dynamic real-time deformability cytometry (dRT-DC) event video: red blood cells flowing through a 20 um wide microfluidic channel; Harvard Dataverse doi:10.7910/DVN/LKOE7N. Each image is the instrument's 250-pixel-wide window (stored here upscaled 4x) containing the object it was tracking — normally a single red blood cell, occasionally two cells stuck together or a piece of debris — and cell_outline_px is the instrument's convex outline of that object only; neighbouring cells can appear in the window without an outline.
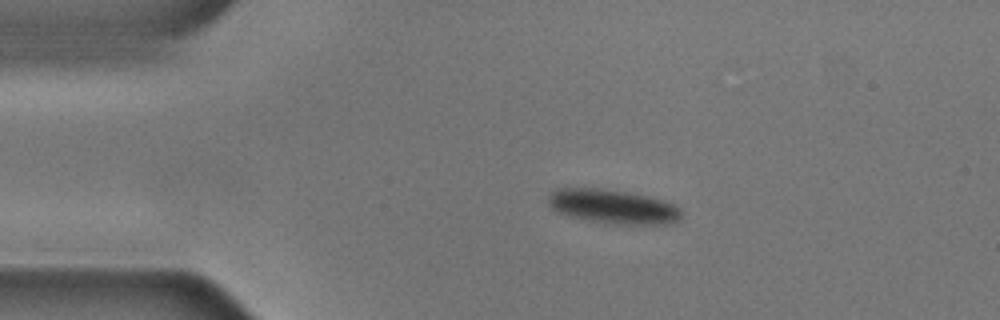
{"species": "common noctule bat (a hibernating species)", "species_latin": "Nyctalus noctula", "temperature_condition": "cold", "stored_images_in_passage": 47, "camera_frame_rate_fps": 3000, "um_per_image_px": 0.085, "animal": {"sex": "male", "body_mass_g": 17.9, "forearm_length_mm": 54.2}, "frame": {"image": 1, "passage_image": 9, "time_ms": 2.667, "image_size_px": [1000, 320], "cell_outline_px": [[684, 212], [676, 220], [664, 224], [608, 224], [568, 216], [552, 208], [548, 204], [548, 196], [556, 188], [604, 188], [628, 192], [648, 196], [672, 204], [680, 208]], "centroid_in_image_um": [52.07, 17.55], "position_along_channel_um": 32.9, "area_um2": 26.47}}
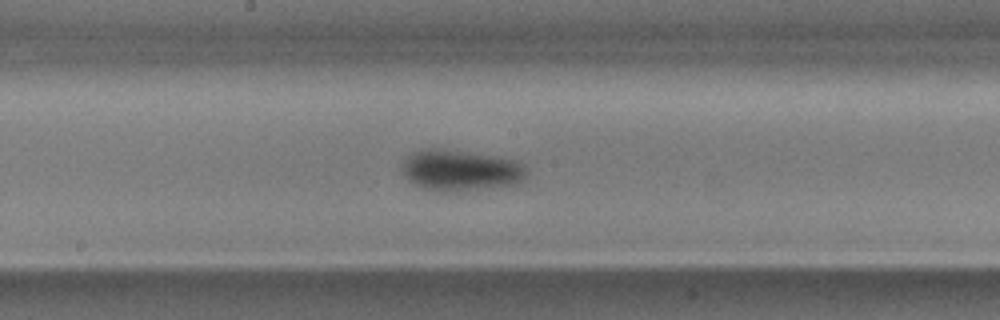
{"frame": {"image": 2, "passage_image": 27, "time_ms": 8.667, "image_size_px": [1000, 320], "cell_outline_px": [[528, 176], [520, 184], [492, 188], [460, 192], [436, 192], [424, 188], [408, 180], [400, 168], [400, 164], [412, 152], [424, 148], [444, 148], [496, 156], [516, 160], [524, 164], [528, 172]], "centroid_in_image_um": [39.18, 14.49], "position_along_channel_um": 209.0, "area_um2": 30.81}}
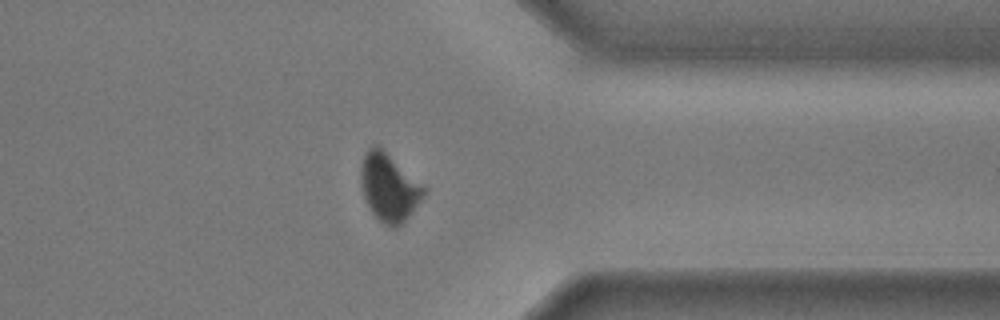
{"frame": {"image": 3, "passage_image": 42, "time_ms": 13.667, "image_size_px": [1000, 320], "cell_outline_px": [[428, 188], [424, 196], [404, 220], [396, 228], [392, 228], [384, 224], [372, 212], [364, 200], [360, 180], [360, 164], [364, 152], [372, 144], [376, 144]], "centroid_in_image_um": [33.04, 15.9], "position_along_channel_um": 378.4, "area_um2": 24.85}, "authors_computed_cell_mechanics": {"area_um2": 28.2642, "velocity_mm_per_s": 3.5541, "shape_relaxation_time_tau1_ms": 3.0738, "shape_relaxation_time_tau2_ms": null, "deformation_change_tau1": 0.0867, "deformation_change_tau2": null}}